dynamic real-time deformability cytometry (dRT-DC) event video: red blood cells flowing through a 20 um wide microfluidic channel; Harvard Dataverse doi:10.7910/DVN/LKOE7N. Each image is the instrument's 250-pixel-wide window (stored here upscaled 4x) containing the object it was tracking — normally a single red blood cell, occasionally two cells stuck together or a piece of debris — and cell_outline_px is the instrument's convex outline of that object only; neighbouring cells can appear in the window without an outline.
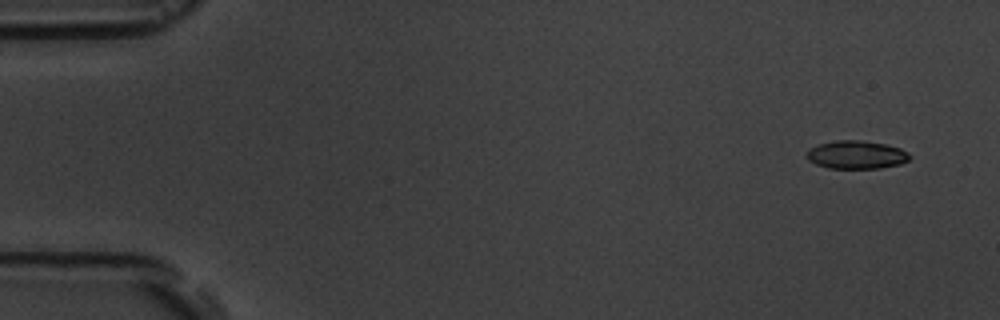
{"species": "common noctule bat (a hibernating species)", "species_latin": "Nyctalus noctula", "temperature_condition": "room temperature", "stored_images_in_passage": 6, "camera_frame_rate_fps": 3000, "um_per_image_px": 0.085, "animal": {"sex": "male", "body_mass_g": 19.5, "forearm_length_mm": 54.6}, "frame": {"image": 1, "passage_image": 1, "time_ms": 0.0, "image_size_px": [1000, 320], "cell_outline_px": [[912, 156], [908, 160], [900, 164], [880, 168], [828, 168], [816, 164], [808, 160], [804, 156], [816, 144], [836, 140], [860, 140], [884, 144], [900, 148], [908, 152]], "centroid_in_image_um": [72.78, 13.15], "position_along_channel_um": 12.2, "area_um2": 16.94}}
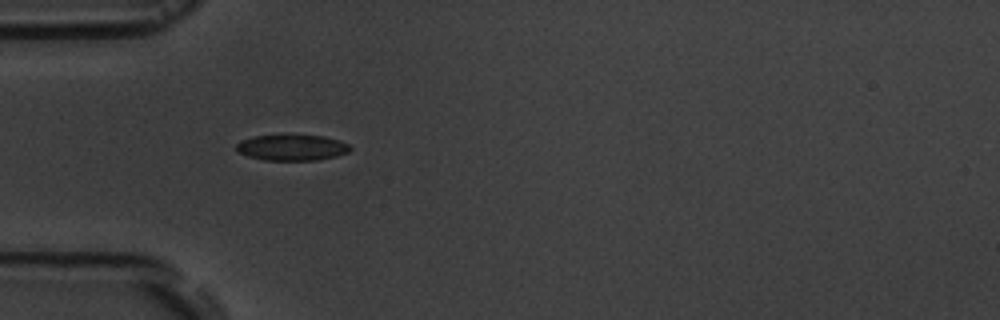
{"frame": {"image": 2, "passage_image": 5, "time_ms": 4.667, "image_size_px": [1000, 320], "cell_outline_px": [[352, 148], [348, 152], [336, 156], [320, 160], [264, 160], [248, 156], [236, 152], [236, 144], [240, 140], [256, 136], [324, 136], [340, 140], [348, 144]], "centroid_in_image_um": [24.81, 12.56], "position_along_channel_um": 60.2, "area_um2": 17.05}}
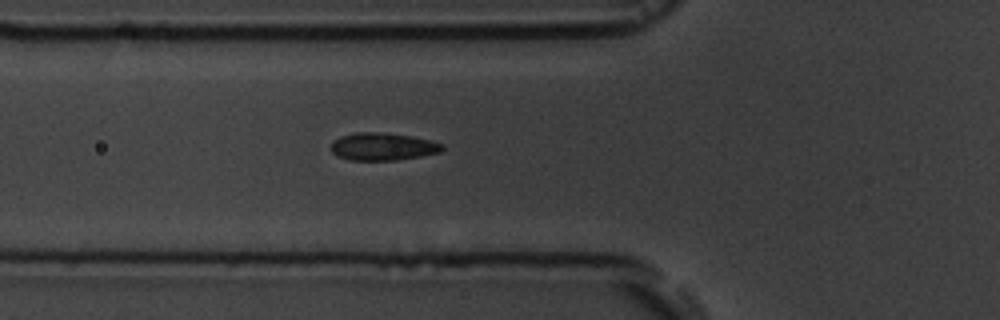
{"frame": {"image": 3, "passage_image": 6, "time_ms": 5.667, "image_size_px": [1000, 320], "cell_outline_px": [[444, 148], [440, 152], [420, 156], [396, 160], [348, 160], [336, 156], [332, 152], [332, 144], [340, 136], [356, 132], [376, 132], [412, 136], [432, 140], [444, 144]], "centroid_in_image_um": [32.55, 12.46], "position_along_channel_um": 93.2, "area_um2": 17.86}}